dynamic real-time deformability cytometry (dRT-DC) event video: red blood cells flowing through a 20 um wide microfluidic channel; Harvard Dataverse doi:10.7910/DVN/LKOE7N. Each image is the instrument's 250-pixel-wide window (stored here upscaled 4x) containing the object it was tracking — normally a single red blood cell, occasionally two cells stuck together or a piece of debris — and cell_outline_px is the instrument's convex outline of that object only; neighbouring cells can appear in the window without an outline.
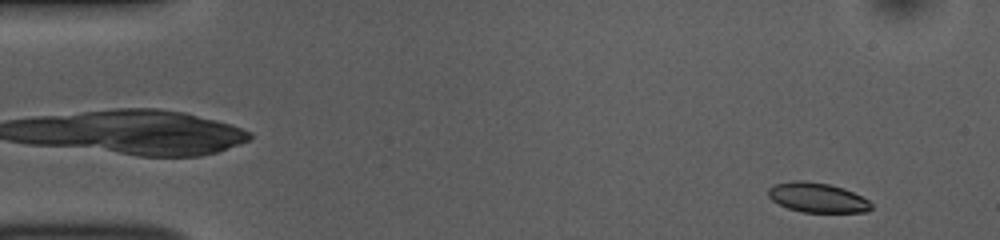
{"species": "common noctule bat (a hibernating species)", "species_latin": "Nyctalus noctula", "temperature_condition": "room temperature", "stored_images_in_passage": 52, "camera_frame_rate_fps": 3000, "um_per_image_px": 0.085, "animal": {"sex": "female", "body_mass_g": 10.0, "forearm_length_mm": 53.1}, "frame": {"image": 1, "passage_image": 3, "time_ms": 0.667, "image_size_px": [1000, 240], "cell_outline_px": [[872, 208], [868, 212], [804, 212], [788, 208], [772, 200], [768, 196], [768, 188], [776, 184], [796, 180], [800, 180], [828, 184], [844, 188], [868, 200], [872, 204]], "centroid_in_image_um": [69.48, 16.8], "position_along_channel_um": 15.5, "area_um2": 17.63}}
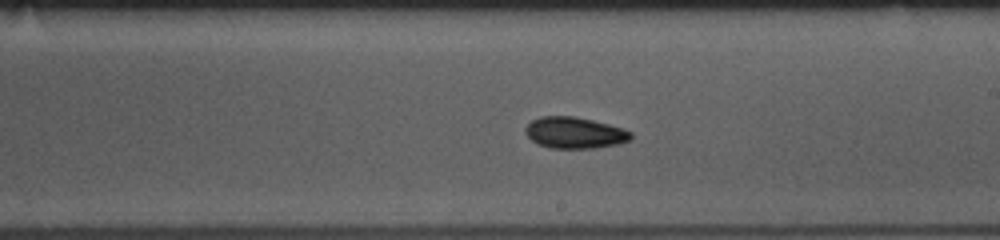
{"frame": {"image": 2, "passage_image": 29, "time_ms": 9.333, "image_size_px": [1000, 240], "cell_outline_px": [[632, 140], [620, 144], [596, 148], [552, 148], [540, 144], [532, 140], [524, 132], [524, 128], [532, 120], [540, 116], [576, 116], [624, 128], [632, 132]], "centroid_in_image_um": [48.88, 11.28], "position_along_channel_um": 240.1, "area_um2": 19.42}}
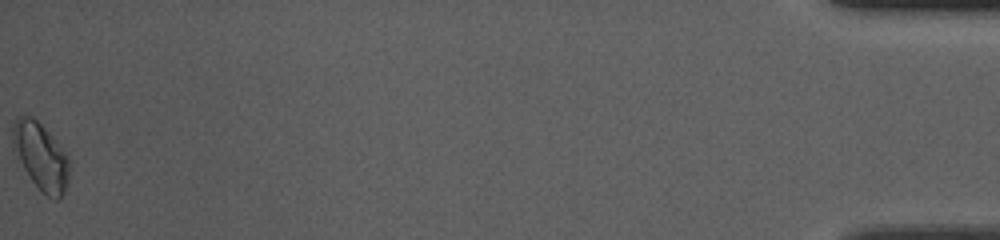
{"frame": {"image": 3, "passage_image": 52, "time_ms": 17.0, "image_size_px": [1000, 240], "cell_outline_px": [[68, 180], [64, 192], [56, 200], [48, 196], [32, 180], [24, 168], [12, 148], [12, 128], [16, 116], [32, 116], [48, 132], [68, 156]], "centroid_in_image_um": [3.44, 13.25], "position_along_channel_um": 431.8, "area_um2": 21.56}, "authors_computed_cell_mechanics": {"area_um2": 18.7272, "velocity_mm_per_s": 3.7636, "shape_relaxation_time_tau1_ms": 3.5139, "shape_relaxation_time_tau2_ms": 9.2664, "deformation_change_tau1": 0.0832, "deformation_change_tau2": 0.1049}}